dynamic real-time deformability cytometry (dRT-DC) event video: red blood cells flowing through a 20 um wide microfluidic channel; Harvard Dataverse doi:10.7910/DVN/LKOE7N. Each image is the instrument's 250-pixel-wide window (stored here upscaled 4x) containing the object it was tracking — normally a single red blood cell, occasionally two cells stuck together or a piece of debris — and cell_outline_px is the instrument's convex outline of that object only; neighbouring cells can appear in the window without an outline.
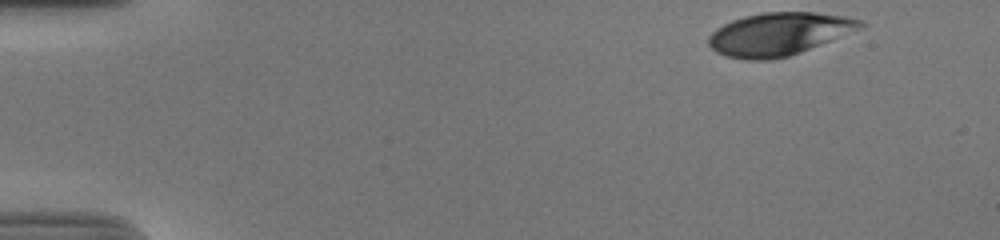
{"species": "human", "species_latin": "Homo sapiens", "temperature_condition": "cold", "stored_images_in_passage": 42, "camera_frame_rate_fps": 3000, "um_per_image_px": 0.085, "donor": {"sex": "male"}, "frame": {"image": 1, "passage_image": 1, "time_ms": 0.0, "image_size_px": [1000, 240], "cell_outline_px": [[864, 24], [860, 28], [800, 52], [788, 56], [768, 60], [748, 60], [728, 56], [716, 52], [708, 44], [708, 36], [716, 28], [732, 20], [744, 16], [764, 12], [816, 12], [848, 16], [864, 20]], "centroid_in_image_um": [66.19, 2.87], "position_along_channel_um": 18.8, "area_um2": 37.63}}
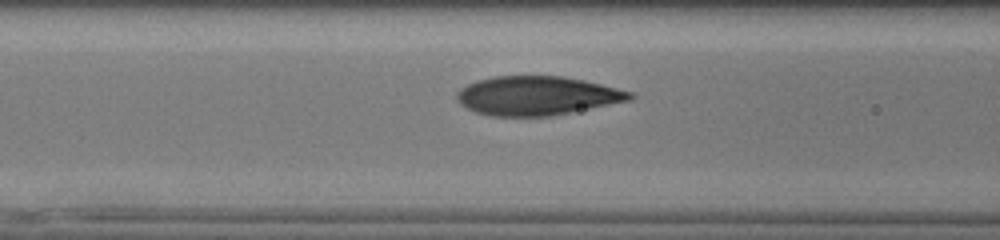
{"frame": {"image": 2, "passage_image": 19, "time_ms": 6.0, "image_size_px": [1000, 240], "cell_outline_px": [[636, 96], [632, 100], [552, 116], [492, 116], [476, 112], [460, 104], [456, 96], [456, 92], [460, 88], [476, 80], [496, 76], [564, 76], [584, 80], [632, 92]], "centroid_in_image_um": [45.65, 8.13], "position_along_channel_um": 120.9, "area_um2": 39.36}}
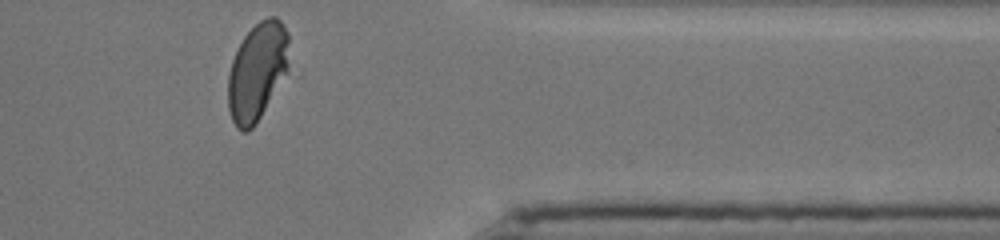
{"frame": {"image": 3, "passage_image": 42, "time_ms": 13.667, "image_size_px": [1000, 240], "cell_outline_px": [[292, 72], [256, 124], [248, 132], [240, 132], [236, 128], [232, 120], [228, 108], [228, 72], [232, 60], [244, 36], [260, 20], [268, 16], [276, 16], [284, 24], [288, 32]], "centroid_in_image_um": [21.95, 6.11], "position_along_channel_um": 389.5, "area_um2": 36.41}, "authors_computed_cell_mechanics": {"area_um2": 38.9572, "velocity_mm_per_s": 3.6823, "shape_relaxation_time_tau1_ms": 5.4446, "shape_relaxation_time_tau2_ms": null, "deformation_change_tau1": 0.2099, "deformation_change_tau2": null}}